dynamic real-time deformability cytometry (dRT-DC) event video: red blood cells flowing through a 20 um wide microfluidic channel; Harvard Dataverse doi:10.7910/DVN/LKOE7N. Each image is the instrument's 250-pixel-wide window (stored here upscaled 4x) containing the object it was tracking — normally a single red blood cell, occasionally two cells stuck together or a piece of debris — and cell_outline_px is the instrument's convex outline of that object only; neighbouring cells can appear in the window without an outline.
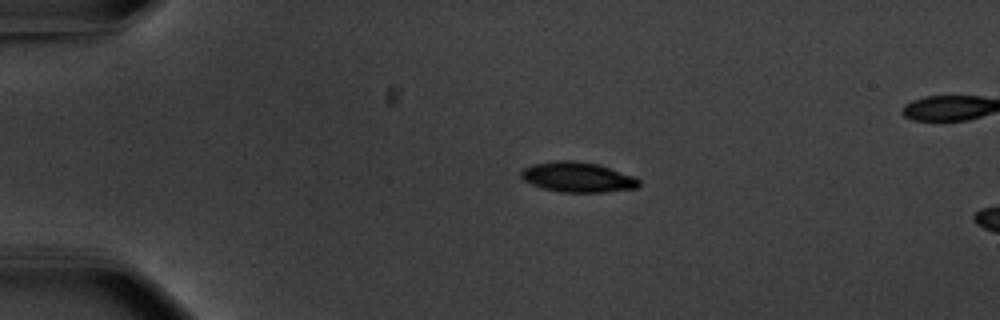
{"species": "common noctule bat (a hibernating species)", "species_latin": "Nyctalus noctula", "temperature_condition": "warm", "stored_images_in_passage": 17, "camera_frame_rate_fps": 3000, "um_per_image_px": 0.085, "animal": {"sex": "male", "body_mass_g": 20.1, "forearm_length_mm": 53.5}, "frame": {"image": 1, "passage_image": 12, "time_ms": 3.667, "image_size_px": [1000, 320], "cell_outline_px": [[640, 184], [636, 188], [604, 192], [560, 192], [544, 188], [532, 184], [524, 180], [520, 176], [520, 172], [524, 168], [532, 164], [556, 160], [572, 160], [596, 164], [632, 176], [640, 180]], "centroid_in_image_um": [49.06, 15.06], "position_along_channel_um": 35.9, "area_um2": 20.4}}